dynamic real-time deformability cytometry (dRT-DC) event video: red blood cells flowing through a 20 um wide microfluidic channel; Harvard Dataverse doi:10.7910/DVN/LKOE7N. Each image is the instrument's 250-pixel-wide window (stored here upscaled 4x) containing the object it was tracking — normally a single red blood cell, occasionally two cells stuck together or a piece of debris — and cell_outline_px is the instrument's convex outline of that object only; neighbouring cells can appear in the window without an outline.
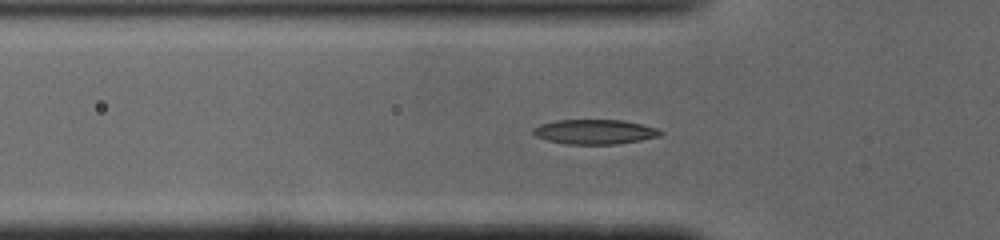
{"species": "common noctule bat (a hibernating species)", "species_latin": "Nyctalus noctula", "temperature_condition": "cold", "stored_images_in_passage": 42, "camera_frame_rate_fps": 3000, "um_per_image_px": 0.085, "animal": {"sex": "male", "body_mass_g": 19.0, "forearm_length_mm": 50.8}, "frame": {"image": 1, "passage_image": 13, "time_ms": 4.0, "image_size_px": [1000, 240], "cell_outline_px": [[664, 132], [660, 136], [640, 140], [616, 144], [568, 144], [548, 140], [536, 136], [532, 132], [532, 128], [540, 124], [556, 120], [624, 120], [656, 128]], "centroid_in_image_um": [50.54, 11.2], "position_along_channel_um": 75.3, "area_um2": 18.21}}
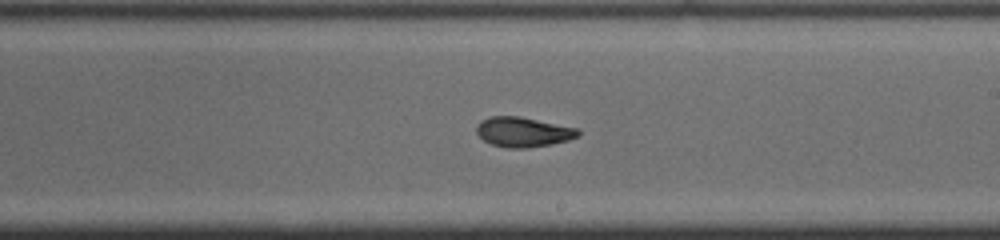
{"frame": {"image": 2, "passage_image": 26, "time_ms": 8.333, "image_size_px": [1000, 240], "cell_outline_px": [[580, 136], [568, 140], [552, 144], [528, 148], [508, 148], [492, 144], [484, 140], [476, 132], [476, 124], [480, 120], [492, 116], [520, 116], [576, 128], [580, 132]], "centroid_in_image_um": [44.45, 11.22], "position_along_channel_um": 244.5, "area_um2": 17.69}}
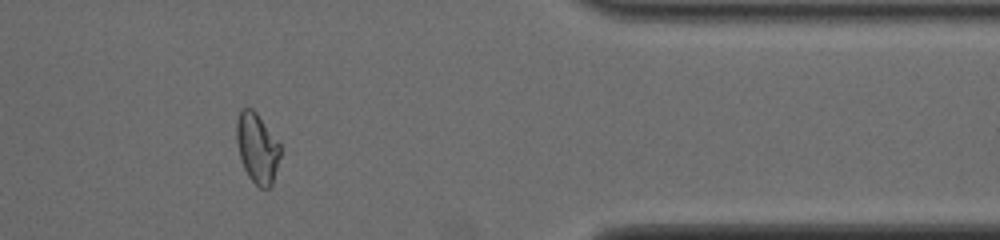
{"frame": {"image": 3, "passage_image": 39, "time_ms": 12.667, "image_size_px": [1000, 240], "cell_outline_px": [[280, 156], [272, 184], [268, 188], [260, 188], [248, 176], [244, 168], [240, 156], [236, 140], [236, 120], [240, 108], [252, 108], [256, 112], [280, 144]], "centroid_in_image_um": [21.84, 12.56], "position_along_channel_um": 389.6, "area_um2": 17.74}}